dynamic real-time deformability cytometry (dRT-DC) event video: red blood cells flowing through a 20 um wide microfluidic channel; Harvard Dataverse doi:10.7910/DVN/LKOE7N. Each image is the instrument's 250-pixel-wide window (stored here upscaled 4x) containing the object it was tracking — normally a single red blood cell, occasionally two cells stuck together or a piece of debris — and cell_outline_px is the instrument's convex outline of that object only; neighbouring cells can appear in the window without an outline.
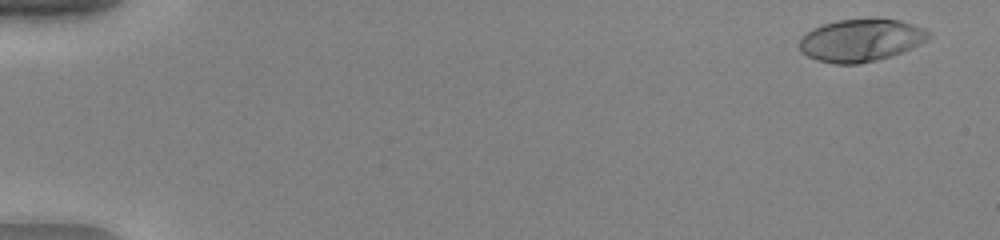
{"species": "human", "species_latin": "Homo sapiens", "temperature_condition": "warm", "stored_images_in_passage": 16, "camera_frame_rate_fps": 3000, "um_per_image_px": 0.085, "donor": {"sex": "female"}, "frame": {"image": 1, "passage_image": 3, "time_ms": 0.667, "image_size_px": [1000, 240], "cell_outline_px": [[932, 36], [928, 40], [912, 48], [876, 60], [856, 64], [832, 64], [816, 60], [800, 52], [800, 36], [812, 28], [836, 20], [900, 20], [924, 28], [932, 32]], "centroid_in_image_um": [73.16, 3.43], "position_along_channel_um": 11.8, "area_um2": 31.85}}